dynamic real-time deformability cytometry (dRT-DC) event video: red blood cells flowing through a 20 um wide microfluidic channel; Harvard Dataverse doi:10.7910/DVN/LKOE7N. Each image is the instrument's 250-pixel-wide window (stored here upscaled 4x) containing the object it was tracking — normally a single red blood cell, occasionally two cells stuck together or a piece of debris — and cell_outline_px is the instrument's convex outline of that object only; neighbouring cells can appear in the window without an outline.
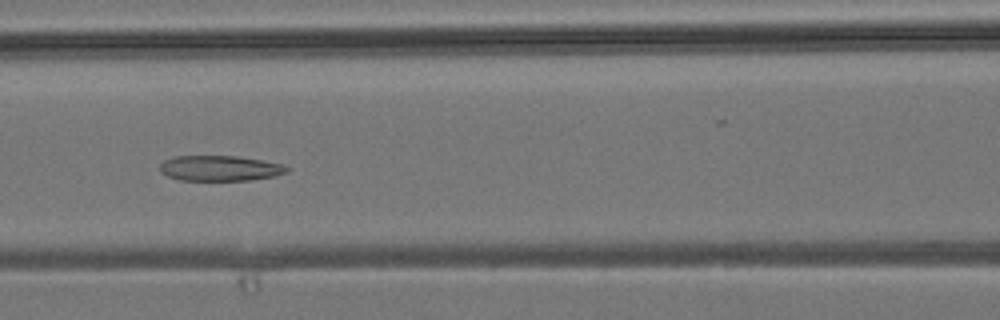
{"species": "common noctule bat (a hibernating species)", "species_latin": "Nyctalus noctula", "temperature_condition": "room temperature", "stored_images_in_passage": 4, "camera_frame_rate_fps": 3000, "um_per_image_px": 0.085, "animal": {"sex": "male", "body_mass_g": 19.2, "forearm_length_mm": 51.8}, "frame": {"image": 1, "passage_image": 4, "time_ms": 4.333, "image_size_px": [1000, 320], "cell_outline_px": [[288, 172], [276, 176], [248, 180], [180, 180], [168, 176], [160, 172], [160, 164], [164, 160], [172, 156], [236, 156], [264, 160], [280, 164], [288, 168]], "centroid_in_image_um": [18.67, 14.3], "position_along_channel_um": 147.9, "area_um2": 18.79}}